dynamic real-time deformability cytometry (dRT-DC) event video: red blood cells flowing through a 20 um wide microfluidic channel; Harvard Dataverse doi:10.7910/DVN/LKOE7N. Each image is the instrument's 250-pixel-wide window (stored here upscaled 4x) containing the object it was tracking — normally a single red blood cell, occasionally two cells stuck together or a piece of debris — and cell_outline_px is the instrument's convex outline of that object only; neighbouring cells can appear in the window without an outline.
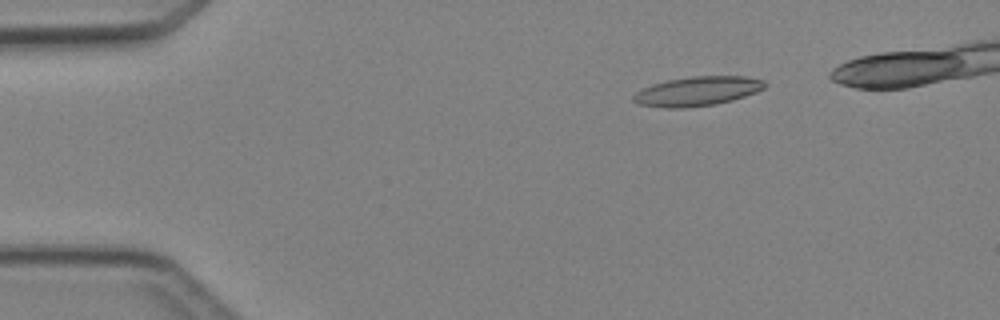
{"species": "Egyptian fruit bat (a non-hibernating species)", "species_latin": "Rousettus aegyptiacus", "temperature_condition": "cold", "stored_images_in_passage": 5, "camera_frame_rate_fps": 3000, "um_per_image_px": 0.085, "animal": {"sex": "female"}, "frame": {"image": 1, "passage_image": 2, "time_ms": 1.333, "image_size_px": [1000, 320], "cell_outline_px": [[764, 88], [756, 92], [732, 100], [716, 104], [684, 108], [664, 108], [640, 104], [632, 100], [632, 96], [636, 92], [652, 84], [668, 80], [692, 76], [748, 76], [764, 80]], "centroid_in_image_um": [59.27, 7.75], "position_along_channel_um": 25.7, "area_um2": 22.37}}